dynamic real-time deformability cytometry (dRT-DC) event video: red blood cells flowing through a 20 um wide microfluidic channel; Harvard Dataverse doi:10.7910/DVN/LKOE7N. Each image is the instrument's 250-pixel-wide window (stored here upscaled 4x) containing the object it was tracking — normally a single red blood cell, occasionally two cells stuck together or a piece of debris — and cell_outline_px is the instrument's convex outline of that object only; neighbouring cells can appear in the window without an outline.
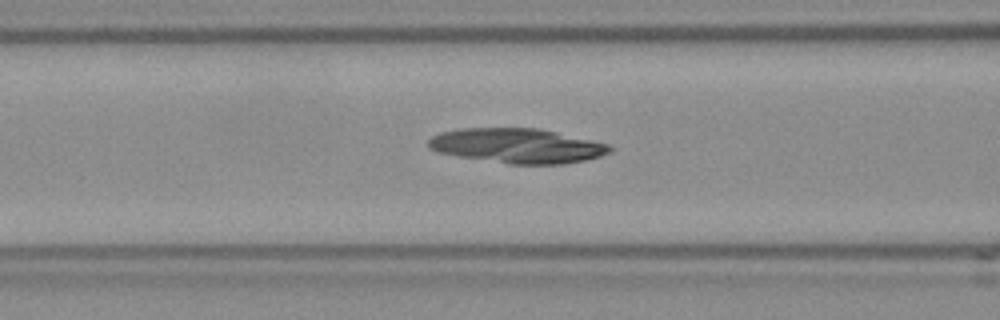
{"species": "Egyptian fruit bat (a non-hibernating species)", "species_latin": "Rousettus aegyptiacus", "temperature_condition": "room temperature", "stored_images_in_passage": 52, "camera_frame_rate_fps": 3000, "um_per_image_px": 0.085, "frame": {"image": 1, "passage_image": 20, "time_ms": 6.333, "image_size_px": [1000, 320], "cell_outline_px": [[612, 152], [600, 156], [584, 160], [564, 164], [508, 164], [436, 152], [428, 148], [428, 140], [432, 136], [440, 132], [460, 128], [540, 128], [608, 144], [612, 148]], "centroid_in_image_um": [43.94, 12.39], "position_along_channel_um": 122.7, "area_um2": 36.7}}
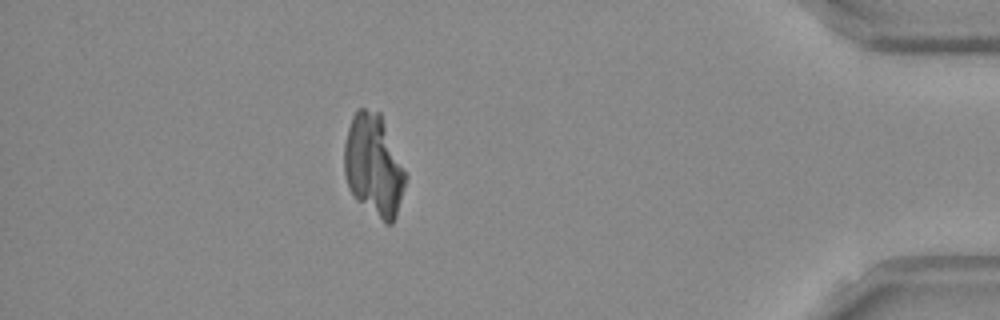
{"frame": {"image": 2, "passage_image": 46, "time_ms": 15.0, "image_size_px": [1000, 320], "cell_outline_px": [[408, 176], [396, 216], [392, 224], [384, 224], [356, 200], [348, 188], [344, 172], [344, 144], [348, 128], [352, 116], [356, 108], [364, 108], [380, 112]], "centroid_in_image_um": [31.76, 14.07], "position_along_channel_um": 403.4, "area_um2": 36.82}}